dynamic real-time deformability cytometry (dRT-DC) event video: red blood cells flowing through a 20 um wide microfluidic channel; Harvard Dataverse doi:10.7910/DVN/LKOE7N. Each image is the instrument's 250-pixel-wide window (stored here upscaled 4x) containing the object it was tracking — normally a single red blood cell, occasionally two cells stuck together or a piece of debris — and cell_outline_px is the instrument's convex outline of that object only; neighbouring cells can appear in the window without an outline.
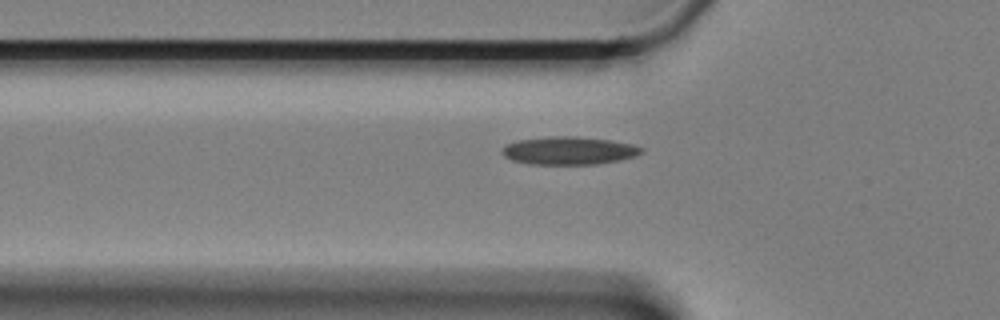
{"species": "Egyptian fruit bat (a non-hibernating species)", "species_latin": "Rousettus aegyptiacus", "temperature_condition": "cold", "stored_images_in_passage": 44, "camera_frame_rate_fps": 3000, "um_per_image_px": 0.085, "animal": {"sex": "female"}, "frame": {"image": 1, "passage_image": 8, "time_ms": 2.333, "image_size_px": [1000, 320], "cell_outline_px": [[644, 152], [636, 156], [620, 160], [596, 164], [532, 164], [512, 160], [504, 156], [500, 152], [508, 144], [516, 140], [552, 136], [576, 136], [612, 140], [632, 144], [644, 148]], "centroid_in_image_um": [48.4, 12.8], "position_along_channel_um": 77.4, "area_um2": 22.77}}
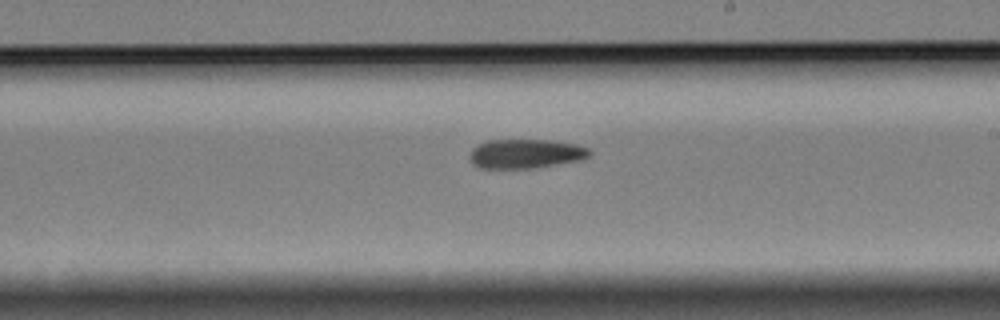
{"frame": {"image": 2, "passage_image": 23, "time_ms": 7.333, "image_size_px": [1000, 320], "cell_outline_px": [[592, 152], [588, 156], [580, 160], [532, 168], [480, 168], [472, 164], [468, 156], [472, 148], [476, 144], [484, 140], [552, 140], [576, 144], [588, 148]], "centroid_in_image_um": [44.62, 13.05], "position_along_channel_um": 244.4, "area_um2": 20.58}}
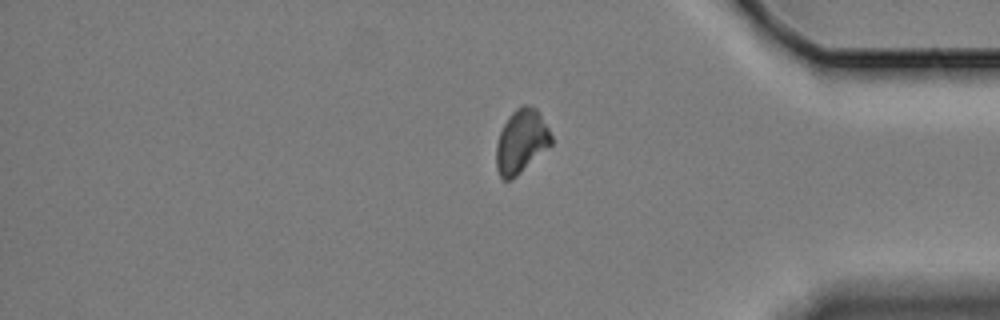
{"frame": {"image": 3, "passage_image": 38, "time_ms": 12.333, "image_size_px": [1000, 320], "cell_outline_px": [[552, 144], [516, 176], [508, 180], [504, 180], [500, 176], [496, 168], [496, 144], [500, 132], [508, 116], [516, 108], [524, 104], [536, 108], [548, 128], [552, 136]], "centroid_in_image_um": [44.29, 12.01], "position_along_channel_um": 390.9, "area_um2": 20.23}}